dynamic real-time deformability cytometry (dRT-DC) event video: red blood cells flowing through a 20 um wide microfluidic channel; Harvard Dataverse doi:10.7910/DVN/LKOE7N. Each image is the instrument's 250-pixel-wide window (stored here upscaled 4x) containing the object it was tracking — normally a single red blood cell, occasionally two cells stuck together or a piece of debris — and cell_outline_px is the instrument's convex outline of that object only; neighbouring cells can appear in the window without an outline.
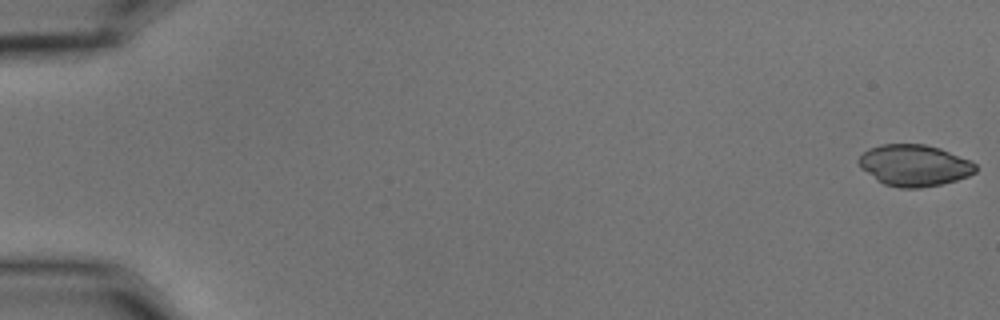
{"species": "common noctule bat (a hibernating species)", "species_latin": "Nyctalus noctula", "temperature_condition": "cold", "stored_images_in_passage": 21, "camera_frame_rate_fps": 3000, "um_per_image_px": 0.085, "animal": {"sex": "male", "body_mass_g": 15.6}, "frame": {"image": 1, "passage_image": 1, "time_ms": 0.0, "image_size_px": [1000, 320], "cell_outline_px": [[976, 172], [968, 176], [956, 180], [940, 184], [920, 188], [900, 188], [884, 184], [876, 180], [860, 168], [856, 160], [868, 148], [880, 144], [924, 144], [940, 148], [968, 160], [976, 164]], "centroid_in_image_um": [77.67, 14.05], "position_along_channel_um": 7.3, "area_um2": 28.26}}
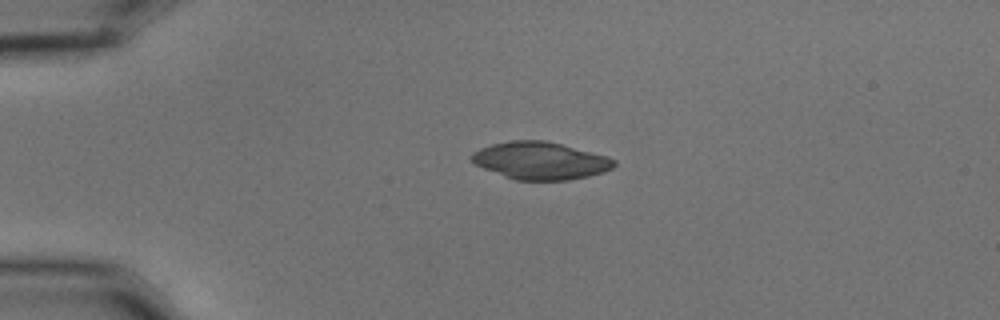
{"frame": {"image": 2, "passage_image": 14, "time_ms": 4.333, "image_size_px": [1000, 320], "cell_outline_px": [[616, 164], [612, 168], [604, 172], [588, 176], [568, 180], [516, 180], [504, 176], [484, 168], [476, 164], [472, 160], [472, 152], [480, 148], [492, 144], [512, 140], [544, 140], [608, 156], [616, 160]], "centroid_in_image_um": [45.95, 13.65], "position_along_channel_um": 39.0, "area_um2": 30.87}}